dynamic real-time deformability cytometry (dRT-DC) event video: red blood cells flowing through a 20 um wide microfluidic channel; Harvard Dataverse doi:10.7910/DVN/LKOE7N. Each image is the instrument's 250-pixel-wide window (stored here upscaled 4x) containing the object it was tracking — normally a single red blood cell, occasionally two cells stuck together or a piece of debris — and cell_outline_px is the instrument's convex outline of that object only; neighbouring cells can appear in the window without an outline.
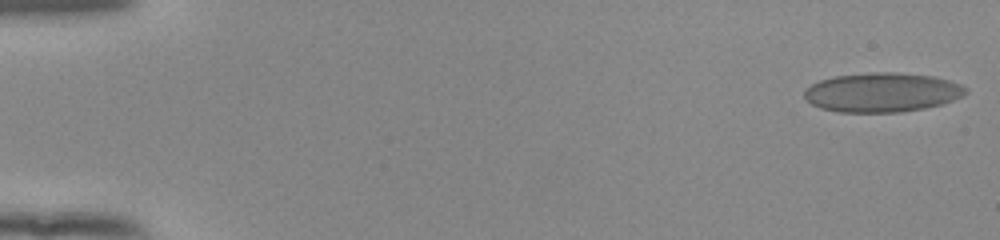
{"species": "human", "species_latin": "Homo sapiens", "temperature_condition": "room temperature", "stored_images_in_passage": 53, "camera_frame_rate_fps": 3000, "um_per_image_px": 0.085, "donor": {"sex": "female"}, "frame": {"image": 1, "passage_image": 1, "time_ms": 0.0, "image_size_px": [1000, 240], "cell_outline_px": [[968, 92], [964, 96], [940, 104], [924, 108], [900, 112], [836, 112], [820, 108], [812, 104], [804, 96], [804, 92], [812, 84], [820, 80], [832, 76], [872, 72], [892, 72], [932, 76], [948, 80], [960, 84], [968, 88]], "centroid_in_image_um": [74.98, 7.85], "position_along_channel_um": 10.0, "area_um2": 36.93}}
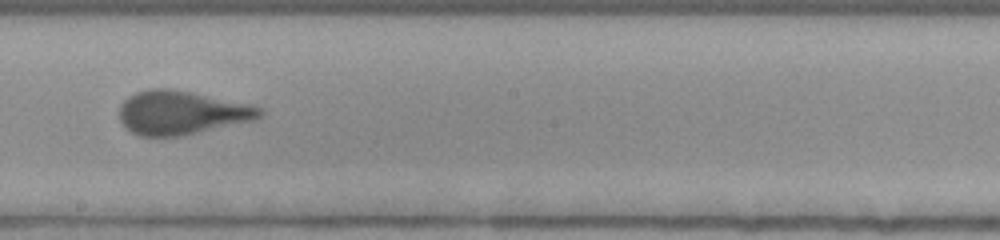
{"frame": {"image": 2, "passage_image": 31, "time_ms": 10.0, "image_size_px": [1000, 240], "cell_outline_px": [[264, 116], [252, 120], [180, 136], [140, 136], [124, 128], [120, 120], [120, 104], [128, 96], [136, 92], [152, 88], [168, 88], [192, 92], [252, 104], [264, 108]], "centroid_in_image_um": [15.43, 9.56], "position_along_channel_um": 232.8, "area_um2": 35.89}}
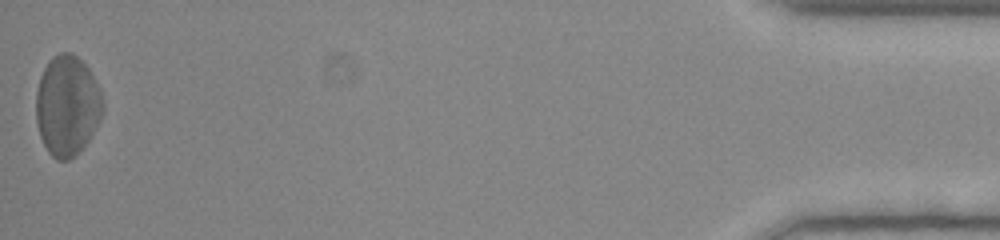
{"frame": {"image": 3, "passage_image": 53, "time_ms": 17.333, "image_size_px": [1000, 240], "cell_outline_px": [[104, 112], [92, 136], [80, 152], [76, 156], [68, 160], [56, 160], [48, 152], [40, 136], [36, 124], [36, 92], [40, 76], [48, 60], [52, 56], [60, 52], [72, 52], [88, 68], [100, 88], [104, 100]], "centroid_in_image_um": [5.73, 8.99], "position_along_channel_um": 429.5, "area_um2": 39.71}, "authors_computed_cell_mechanics": {"area_um2": 35.8938, "velocity_mm_per_s": 3.8682, "shape_relaxation_time_tau1_ms": 6.6513, "shape_relaxation_time_tau2_ms": null, "deformation_change_tau1": 0.2017, "deformation_change_tau2": null}}